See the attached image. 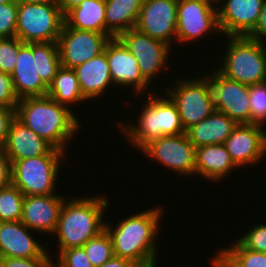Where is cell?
I'll return each instance as SVG.
<instances>
[{"label":"cell","mask_w":266,"mask_h":267,"mask_svg":"<svg viewBox=\"0 0 266 267\" xmlns=\"http://www.w3.org/2000/svg\"><path fill=\"white\" fill-rule=\"evenodd\" d=\"M106 58L109 64L111 79L114 86L135 90V93L143 94L151 85L141 74L138 60L117 38H111L106 44ZM147 88V89H146Z\"/></svg>","instance_id":"e0dca14e"},{"label":"cell","mask_w":266,"mask_h":267,"mask_svg":"<svg viewBox=\"0 0 266 267\" xmlns=\"http://www.w3.org/2000/svg\"><path fill=\"white\" fill-rule=\"evenodd\" d=\"M99 267H138V266L128 259H124L114 255L111 259H109L107 262H105L103 265Z\"/></svg>","instance_id":"b9f144b4"},{"label":"cell","mask_w":266,"mask_h":267,"mask_svg":"<svg viewBox=\"0 0 266 267\" xmlns=\"http://www.w3.org/2000/svg\"><path fill=\"white\" fill-rule=\"evenodd\" d=\"M28 4H57V0H17Z\"/></svg>","instance_id":"ee69618b"},{"label":"cell","mask_w":266,"mask_h":267,"mask_svg":"<svg viewBox=\"0 0 266 267\" xmlns=\"http://www.w3.org/2000/svg\"><path fill=\"white\" fill-rule=\"evenodd\" d=\"M18 1L0 4V38L15 37Z\"/></svg>","instance_id":"836d02e7"},{"label":"cell","mask_w":266,"mask_h":267,"mask_svg":"<svg viewBox=\"0 0 266 267\" xmlns=\"http://www.w3.org/2000/svg\"><path fill=\"white\" fill-rule=\"evenodd\" d=\"M11 183V162L5 155L3 150H0V189Z\"/></svg>","instance_id":"60d3db41"},{"label":"cell","mask_w":266,"mask_h":267,"mask_svg":"<svg viewBox=\"0 0 266 267\" xmlns=\"http://www.w3.org/2000/svg\"><path fill=\"white\" fill-rule=\"evenodd\" d=\"M109 40L106 34L73 29L64 22L57 40L61 66L74 69L102 53Z\"/></svg>","instance_id":"7c38bea8"},{"label":"cell","mask_w":266,"mask_h":267,"mask_svg":"<svg viewBox=\"0 0 266 267\" xmlns=\"http://www.w3.org/2000/svg\"><path fill=\"white\" fill-rule=\"evenodd\" d=\"M0 267H5L3 259L0 257Z\"/></svg>","instance_id":"bcb514c9"},{"label":"cell","mask_w":266,"mask_h":267,"mask_svg":"<svg viewBox=\"0 0 266 267\" xmlns=\"http://www.w3.org/2000/svg\"><path fill=\"white\" fill-rule=\"evenodd\" d=\"M53 147L38 134L15 118L3 151L10 162L46 155Z\"/></svg>","instance_id":"44dd1931"},{"label":"cell","mask_w":266,"mask_h":267,"mask_svg":"<svg viewBox=\"0 0 266 267\" xmlns=\"http://www.w3.org/2000/svg\"><path fill=\"white\" fill-rule=\"evenodd\" d=\"M238 124L226 114L214 110L207 118L186 130L190 142L196 147L223 144Z\"/></svg>","instance_id":"cb8c5ba5"},{"label":"cell","mask_w":266,"mask_h":267,"mask_svg":"<svg viewBox=\"0 0 266 267\" xmlns=\"http://www.w3.org/2000/svg\"><path fill=\"white\" fill-rule=\"evenodd\" d=\"M64 201L53 236L58 239V253L82 247L105 228L104 214L110 203L101 195L72 197Z\"/></svg>","instance_id":"3957f363"},{"label":"cell","mask_w":266,"mask_h":267,"mask_svg":"<svg viewBox=\"0 0 266 267\" xmlns=\"http://www.w3.org/2000/svg\"><path fill=\"white\" fill-rule=\"evenodd\" d=\"M84 0H57V5L60 7L62 14L65 16L70 10L77 7Z\"/></svg>","instance_id":"7bdbcfd3"},{"label":"cell","mask_w":266,"mask_h":267,"mask_svg":"<svg viewBox=\"0 0 266 267\" xmlns=\"http://www.w3.org/2000/svg\"><path fill=\"white\" fill-rule=\"evenodd\" d=\"M237 240L249 250L266 253V223L253 225Z\"/></svg>","instance_id":"e575fe53"},{"label":"cell","mask_w":266,"mask_h":267,"mask_svg":"<svg viewBox=\"0 0 266 267\" xmlns=\"http://www.w3.org/2000/svg\"><path fill=\"white\" fill-rule=\"evenodd\" d=\"M251 124H266V83L249 87ZM265 122V123H264Z\"/></svg>","instance_id":"d6a6232c"},{"label":"cell","mask_w":266,"mask_h":267,"mask_svg":"<svg viewBox=\"0 0 266 267\" xmlns=\"http://www.w3.org/2000/svg\"><path fill=\"white\" fill-rule=\"evenodd\" d=\"M263 2L264 0H217L221 36H248L257 25Z\"/></svg>","instance_id":"2e32d148"},{"label":"cell","mask_w":266,"mask_h":267,"mask_svg":"<svg viewBox=\"0 0 266 267\" xmlns=\"http://www.w3.org/2000/svg\"><path fill=\"white\" fill-rule=\"evenodd\" d=\"M36 67V43H25L19 49L16 66L11 74L18 99L47 94L48 85L41 79Z\"/></svg>","instance_id":"ffe728a7"},{"label":"cell","mask_w":266,"mask_h":267,"mask_svg":"<svg viewBox=\"0 0 266 267\" xmlns=\"http://www.w3.org/2000/svg\"><path fill=\"white\" fill-rule=\"evenodd\" d=\"M141 152L150 160L171 169L179 176L195 175L196 147L190 142L186 133L166 135L147 144ZM158 162V163H157Z\"/></svg>","instance_id":"30bf717a"},{"label":"cell","mask_w":266,"mask_h":267,"mask_svg":"<svg viewBox=\"0 0 266 267\" xmlns=\"http://www.w3.org/2000/svg\"><path fill=\"white\" fill-rule=\"evenodd\" d=\"M24 197L12 183L0 189V222L21 221Z\"/></svg>","instance_id":"f546056e"},{"label":"cell","mask_w":266,"mask_h":267,"mask_svg":"<svg viewBox=\"0 0 266 267\" xmlns=\"http://www.w3.org/2000/svg\"><path fill=\"white\" fill-rule=\"evenodd\" d=\"M235 241L232 246L217 250L210 262L212 267H266V253L249 250Z\"/></svg>","instance_id":"83f0119b"},{"label":"cell","mask_w":266,"mask_h":267,"mask_svg":"<svg viewBox=\"0 0 266 267\" xmlns=\"http://www.w3.org/2000/svg\"><path fill=\"white\" fill-rule=\"evenodd\" d=\"M66 152L52 148L46 155L11 162V183L25 196L55 193Z\"/></svg>","instance_id":"8992f818"},{"label":"cell","mask_w":266,"mask_h":267,"mask_svg":"<svg viewBox=\"0 0 266 267\" xmlns=\"http://www.w3.org/2000/svg\"><path fill=\"white\" fill-rule=\"evenodd\" d=\"M247 37L260 41L266 45V0L263 2L262 10L255 29Z\"/></svg>","instance_id":"ab89813d"},{"label":"cell","mask_w":266,"mask_h":267,"mask_svg":"<svg viewBox=\"0 0 266 267\" xmlns=\"http://www.w3.org/2000/svg\"><path fill=\"white\" fill-rule=\"evenodd\" d=\"M159 95V96H158ZM154 91L147 93L143 101L142 112L137 116V124L123 121L117 123V127L123 133L124 138L133 145L136 150H142L155 139L166 135H179L185 133L180 114L175 102L165 93L158 94ZM164 96V97H163ZM129 123V124H128ZM127 124V125H126Z\"/></svg>","instance_id":"277c9868"},{"label":"cell","mask_w":266,"mask_h":267,"mask_svg":"<svg viewBox=\"0 0 266 267\" xmlns=\"http://www.w3.org/2000/svg\"><path fill=\"white\" fill-rule=\"evenodd\" d=\"M82 248L85 250L93 267L103 265L114 256L112 240L106 228L91 237Z\"/></svg>","instance_id":"4dcf8cb0"},{"label":"cell","mask_w":266,"mask_h":267,"mask_svg":"<svg viewBox=\"0 0 266 267\" xmlns=\"http://www.w3.org/2000/svg\"><path fill=\"white\" fill-rule=\"evenodd\" d=\"M64 20L70 28L106 34L105 0H84Z\"/></svg>","instance_id":"484cf974"},{"label":"cell","mask_w":266,"mask_h":267,"mask_svg":"<svg viewBox=\"0 0 266 267\" xmlns=\"http://www.w3.org/2000/svg\"><path fill=\"white\" fill-rule=\"evenodd\" d=\"M64 22L57 4L18 2L15 36L24 43L57 42Z\"/></svg>","instance_id":"52a82bcc"},{"label":"cell","mask_w":266,"mask_h":267,"mask_svg":"<svg viewBox=\"0 0 266 267\" xmlns=\"http://www.w3.org/2000/svg\"><path fill=\"white\" fill-rule=\"evenodd\" d=\"M13 0H0V4H4V3H9L12 2Z\"/></svg>","instance_id":"f6af8a7d"},{"label":"cell","mask_w":266,"mask_h":267,"mask_svg":"<svg viewBox=\"0 0 266 267\" xmlns=\"http://www.w3.org/2000/svg\"><path fill=\"white\" fill-rule=\"evenodd\" d=\"M143 1L105 0L106 35L110 39L135 28Z\"/></svg>","instance_id":"d4e9b609"},{"label":"cell","mask_w":266,"mask_h":267,"mask_svg":"<svg viewBox=\"0 0 266 267\" xmlns=\"http://www.w3.org/2000/svg\"><path fill=\"white\" fill-rule=\"evenodd\" d=\"M5 267H55L51 258H2Z\"/></svg>","instance_id":"74e56055"},{"label":"cell","mask_w":266,"mask_h":267,"mask_svg":"<svg viewBox=\"0 0 266 267\" xmlns=\"http://www.w3.org/2000/svg\"><path fill=\"white\" fill-rule=\"evenodd\" d=\"M238 168L223 144H210L196 148L195 175L208 181L221 182Z\"/></svg>","instance_id":"603a6c76"},{"label":"cell","mask_w":266,"mask_h":267,"mask_svg":"<svg viewBox=\"0 0 266 267\" xmlns=\"http://www.w3.org/2000/svg\"><path fill=\"white\" fill-rule=\"evenodd\" d=\"M226 38L229 44L217 70L244 86L266 83V45L247 36Z\"/></svg>","instance_id":"5b68a950"},{"label":"cell","mask_w":266,"mask_h":267,"mask_svg":"<svg viewBox=\"0 0 266 267\" xmlns=\"http://www.w3.org/2000/svg\"><path fill=\"white\" fill-rule=\"evenodd\" d=\"M138 60L142 76L151 84L161 69H167L171 46L152 38L136 28L123 32L118 37ZM165 66V67H164ZM154 78V79H153Z\"/></svg>","instance_id":"4fadbf2b"},{"label":"cell","mask_w":266,"mask_h":267,"mask_svg":"<svg viewBox=\"0 0 266 267\" xmlns=\"http://www.w3.org/2000/svg\"><path fill=\"white\" fill-rule=\"evenodd\" d=\"M24 44L16 36L0 38V71L12 74L16 66L19 49Z\"/></svg>","instance_id":"1f68e13d"},{"label":"cell","mask_w":266,"mask_h":267,"mask_svg":"<svg viewBox=\"0 0 266 267\" xmlns=\"http://www.w3.org/2000/svg\"><path fill=\"white\" fill-rule=\"evenodd\" d=\"M30 230L21 221L0 222V257L51 258L49 244L39 243Z\"/></svg>","instance_id":"d6986e66"},{"label":"cell","mask_w":266,"mask_h":267,"mask_svg":"<svg viewBox=\"0 0 266 267\" xmlns=\"http://www.w3.org/2000/svg\"><path fill=\"white\" fill-rule=\"evenodd\" d=\"M177 4L178 0H144L135 28L171 47L174 46Z\"/></svg>","instance_id":"5bb4252c"},{"label":"cell","mask_w":266,"mask_h":267,"mask_svg":"<svg viewBox=\"0 0 266 267\" xmlns=\"http://www.w3.org/2000/svg\"><path fill=\"white\" fill-rule=\"evenodd\" d=\"M163 207L148 208L121 219L114 227L105 221V228L111 237L114 255L128 259L138 267L157 265V236ZM157 248V249H156Z\"/></svg>","instance_id":"6da1fadb"},{"label":"cell","mask_w":266,"mask_h":267,"mask_svg":"<svg viewBox=\"0 0 266 267\" xmlns=\"http://www.w3.org/2000/svg\"><path fill=\"white\" fill-rule=\"evenodd\" d=\"M16 118V107H0V150L4 149L9 128Z\"/></svg>","instance_id":"f35d334b"},{"label":"cell","mask_w":266,"mask_h":267,"mask_svg":"<svg viewBox=\"0 0 266 267\" xmlns=\"http://www.w3.org/2000/svg\"><path fill=\"white\" fill-rule=\"evenodd\" d=\"M46 95L69 109L76 103L87 101L81 92L75 71L63 66L59 68L53 81L48 85Z\"/></svg>","instance_id":"4316f807"},{"label":"cell","mask_w":266,"mask_h":267,"mask_svg":"<svg viewBox=\"0 0 266 267\" xmlns=\"http://www.w3.org/2000/svg\"><path fill=\"white\" fill-rule=\"evenodd\" d=\"M174 83L176 85H173V88L168 87L165 91L177 105L182 125L186 131L207 118L215 110L208 84V74L191 79L178 77Z\"/></svg>","instance_id":"ba28073f"},{"label":"cell","mask_w":266,"mask_h":267,"mask_svg":"<svg viewBox=\"0 0 266 267\" xmlns=\"http://www.w3.org/2000/svg\"><path fill=\"white\" fill-rule=\"evenodd\" d=\"M214 31L220 33L216 1L178 0L176 42L188 45Z\"/></svg>","instance_id":"9c48e42d"},{"label":"cell","mask_w":266,"mask_h":267,"mask_svg":"<svg viewBox=\"0 0 266 267\" xmlns=\"http://www.w3.org/2000/svg\"><path fill=\"white\" fill-rule=\"evenodd\" d=\"M264 127L257 123L238 124L223 143L237 167L255 166L265 159L266 129Z\"/></svg>","instance_id":"9a60e30c"},{"label":"cell","mask_w":266,"mask_h":267,"mask_svg":"<svg viewBox=\"0 0 266 267\" xmlns=\"http://www.w3.org/2000/svg\"><path fill=\"white\" fill-rule=\"evenodd\" d=\"M57 258L55 267H93L82 247L62 250Z\"/></svg>","instance_id":"d590c367"},{"label":"cell","mask_w":266,"mask_h":267,"mask_svg":"<svg viewBox=\"0 0 266 267\" xmlns=\"http://www.w3.org/2000/svg\"><path fill=\"white\" fill-rule=\"evenodd\" d=\"M75 114L47 95L19 99L16 107V118L20 122L63 152L81 129L80 118Z\"/></svg>","instance_id":"7a4b0ae2"},{"label":"cell","mask_w":266,"mask_h":267,"mask_svg":"<svg viewBox=\"0 0 266 267\" xmlns=\"http://www.w3.org/2000/svg\"><path fill=\"white\" fill-rule=\"evenodd\" d=\"M36 65L41 79L49 85L61 67L57 42L36 43Z\"/></svg>","instance_id":"f1b7e54d"},{"label":"cell","mask_w":266,"mask_h":267,"mask_svg":"<svg viewBox=\"0 0 266 267\" xmlns=\"http://www.w3.org/2000/svg\"><path fill=\"white\" fill-rule=\"evenodd\" d=\"M18 102L11 74L0 71V107H17Z\"/></svg>","instance_id":"8d00e7d4"},{"label":"cell","mask_w":266,"mask_h":267,"mask_svg":"<svg viewBox=\"0 0 266 267\" xmlns=\"http://www.w3.org/2000/svg\"><path fill=\"white\" fill-rule=\"evenodd\" d=\"M208 84L216 111L226 114L237 124H251L248 86L226 78L217 69L208 75Z\"/></svg>","instance_id":"8fae6325"},{"label":"cell","mask_w":266,"mask_h":267,"mask_svg":"<svg viewBox=\"0 0 266 267\" xmlns=\"http://www.w3.org/2000/svg\"><path fill=\"white\" fill-rule=\"evenodd\" d=\"M73 70L78 78L83 96L89 101L100 99L99 97L104 95L111 85H114L106 58V46L102 53Z\"/></svg>","instance_id":"7402d4cb"},{"label":"cell","mask_w":266,"mask_h":267,"mask_svg":"<svg viewBox=\"0 0 266 267\" xmlns=\"http://www.w3.org/2000/svg\"><path fill=\"white\" fill-rule=\"evenodd\" d=\"M66 199L65 195L58 194L25 196L21 222L32 232L53 235Z\"/></svg>","instance_id":"ac0fdd59"}]
</instances>
